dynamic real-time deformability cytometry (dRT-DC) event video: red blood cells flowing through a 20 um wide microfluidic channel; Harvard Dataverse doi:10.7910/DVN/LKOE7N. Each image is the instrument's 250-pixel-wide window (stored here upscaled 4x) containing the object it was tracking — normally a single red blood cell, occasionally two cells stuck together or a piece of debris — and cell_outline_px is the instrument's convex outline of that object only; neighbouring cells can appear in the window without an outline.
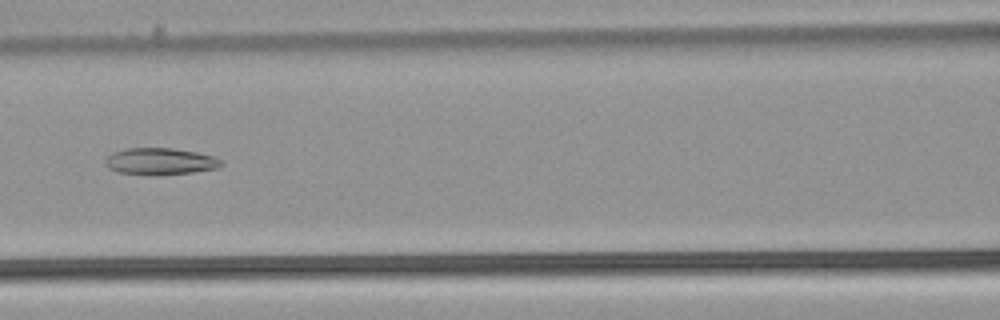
{"species": "common noctule bat (a hibernating species)", "species_latin": "Nyctalus noctula", "temperature_condition": "warm", "stored_images_in_passage": 45, "camera_frame_rate_fps": 3000, "um_per_image_px": 0.085, "animal": {"sex": "male", "body_mass_g": 21.5, "forearm_length_mm": 52.0}, "frame": {"image": 1, "passage_image": 23, "time_ms": 7.333, "image_size_px": [1000, 320], "cell_outline_px": [[224, 164], [216, 168], [192, 172], [120, 172], [108, 168], [104, 160], [112, 152], [124, 148], [172, 148], [196, 152], [212, 156], [220, 160]], "centroid_in_image_um": [13.6, 13.65], "position_along_channel_um": 153.0, "area_um2": 17.05}}
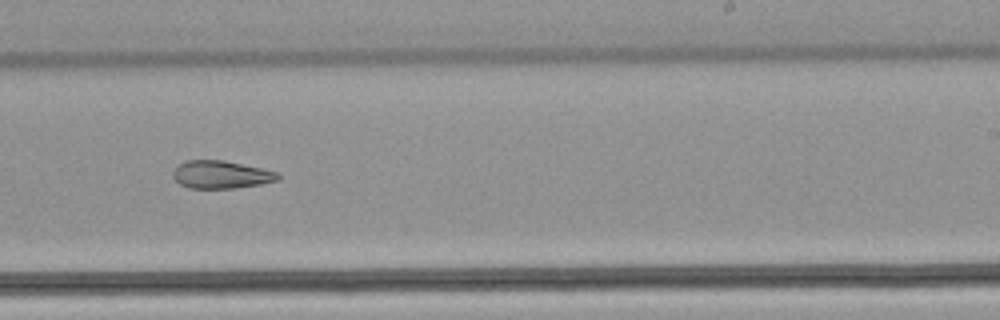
{"frame": {"image": 2, "passage_image": 32, "time_ms": 10.333, "image_size_px": [1000, 320], "cell_outline_px": [[280, 180], [260, 184], [236, 188], [188, 188], [180, 184], [172, 176], [172, 172], [184, 160], [224, 160], [280, 172]], "centroid_in_image_um": [18.82, 14.84], "position_along_channel_um": 270.2, "area_um2": 17.11}}
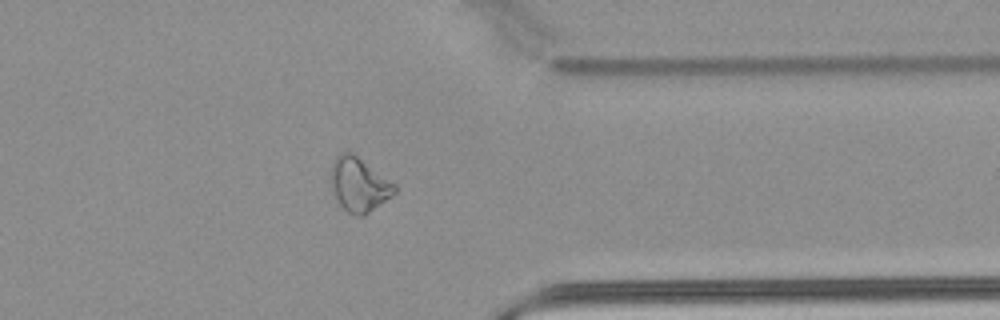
{"frame": {"image": 3, "passage_image": 41, "time_ms": 13.333, "image_size_px": [1000, 320], "cell_outline_px": [[396, 192], [392, 196], [364, 216], [356, 216], [348, 212], [336, 200], [332, 188], [332, 164], [336, 156], [340, 152], [352, 152], [396, 184]], "centroid_in_image_um": [30.53, 15.69], "position_along_channel_um": 380.9, "area_um2": 19.94}}